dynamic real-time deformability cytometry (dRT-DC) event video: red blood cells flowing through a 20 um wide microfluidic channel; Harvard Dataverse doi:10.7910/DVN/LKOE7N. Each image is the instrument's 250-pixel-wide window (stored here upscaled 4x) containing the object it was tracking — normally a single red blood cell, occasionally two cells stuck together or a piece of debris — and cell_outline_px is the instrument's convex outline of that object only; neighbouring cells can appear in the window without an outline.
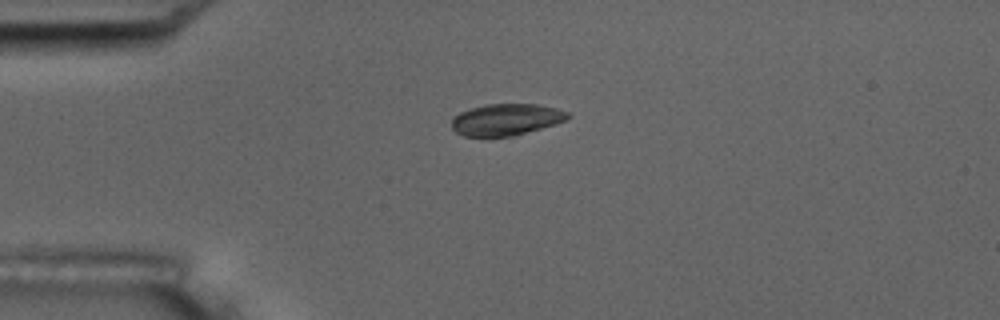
{"species": "common noctule bat (a hibernating species)", "species_latin": "Nyctalus noctula", "temperature_condition": "room temperature", "stored_images_in_passage": 3, "camera_frame_rate_fps": 3000, "um_per_image_px": 0.085, "animal": {"sex": "male", "body_mass_g": 17.5, "forearm_length_mm": 52.3}, "frame": {"image": 1, "passage_image": 2, "time_ms": 1.333, "image_size_px": [1000, 320], "cell_outline_px": [[572, 116], [556, 124], [512, 136], [488, 140], [464, 136], [456, 132], [452, 128], [452, 116], [468, 108], [484, 104], [536, 104], [556, 108], [568, 112]], "centroid_in_image_um": [42.95, 10.2], "position_along_channel_um": 42.1, "area_um2": 22.14}}